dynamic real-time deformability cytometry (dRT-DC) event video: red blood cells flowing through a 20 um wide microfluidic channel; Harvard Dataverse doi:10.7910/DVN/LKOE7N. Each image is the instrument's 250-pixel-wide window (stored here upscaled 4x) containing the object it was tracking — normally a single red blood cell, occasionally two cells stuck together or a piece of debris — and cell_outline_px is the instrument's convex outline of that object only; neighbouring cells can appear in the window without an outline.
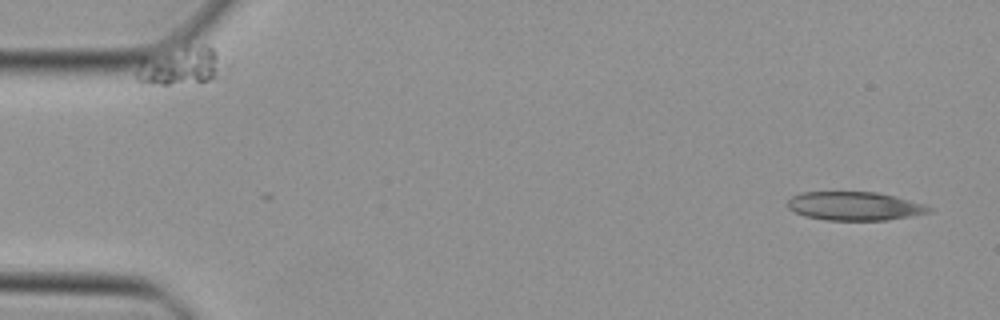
{"species": "Egyptian fruit bat (a non-hibernating species)", "species_latin": "Rousettus aegyptiacus", "temperature_condition": "cold", "stored_images_in_passage": 2, "camera_frame_rate_fps": 3000, "um_per_image_px": 0.085, "animal": {"sex": "female"}, "frame": {"image": 1, "passage_image": 2, "time_ms": 0.333, "image_size_px": [1000, 320], "cell_outline_px": [[932, 212], [888, 220], [824, 220], [804, 216], [788, 208], [788, 200], [792, 196], [800, 192], [876, 192], [896, 196], [924, 204], [932, 208]], "centroid_in_image_um": [72.64, 17.51], "position_along_channel_um": 12.4, "area_um2": 23.64}}